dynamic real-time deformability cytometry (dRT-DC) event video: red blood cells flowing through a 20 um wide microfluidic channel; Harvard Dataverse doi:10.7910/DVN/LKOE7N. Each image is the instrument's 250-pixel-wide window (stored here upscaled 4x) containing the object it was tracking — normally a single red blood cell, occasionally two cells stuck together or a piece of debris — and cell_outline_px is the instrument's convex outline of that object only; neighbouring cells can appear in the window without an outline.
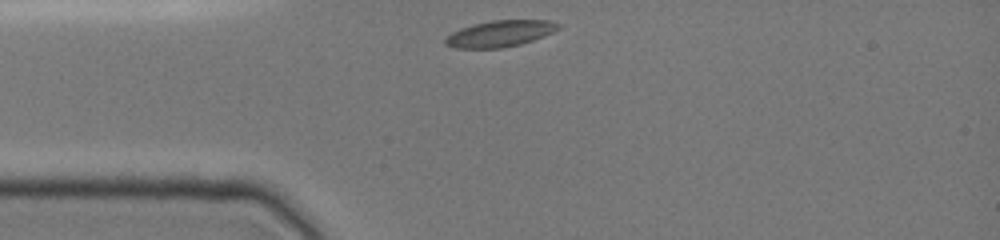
{"species": "common noctule bat (a hibernating species)", "species_latin": "Nyctalus noctula", "temperature_condition": "cold", "stored_images_in_passage": 36, "camera_frame_rate_fps": 3000, "um_per_image_px": 0.085, "animal": {"sex": "female", "body_mass_g": 19.0, "forearm_length_mm": 51.5}, "frame": {"image": 1, "passage_image": 1, "time_ms": 0.0, "image_size_px": [1000, 240], "cell_outline_px": [[560, 28], [544, 36], [520, 44], [500, 48], [456, 48], [444, 44], [444, 40], [452, 32], [460, 28], [472, 24], [492, 20], [548, 20], [560, 24]], "centroid_in_image_um": [42.48, 2.85], "position_along_channel_um": 42.5, "area_um2": 17.28}}
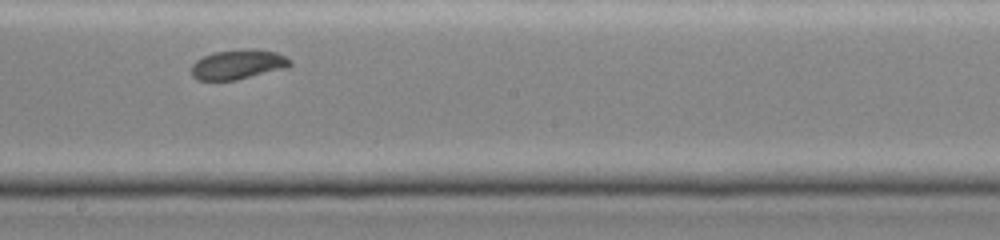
{"frame": {"image": 2, "passage_image": 22, "time_ms": 5.0, "image_size_px": [1000, 240], "cell_outline_px": [[292, 64], [288, 68], [236, 80], [196, 80], [192, 76], [192, 64], [196, 60], [204, 56], [216, 52], [276, 52], [292, 60]], "centroid_in_image_um": [20.22, 5.55], "position_along_channel_um": 228.0, "area_um2": 16.24}}
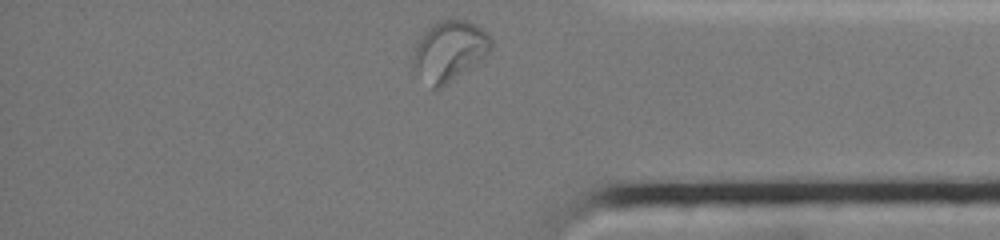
{"frame": {"image": 3, "passage_image": 35, "time_ms": 9.333, "image_size_px": [1000, 240], "cell_outline_px": [[492, 44], [488, 52], [484, 56], [444, 84], [436, 88], [432, 88], [412, 64], [412, 60], [416, 44], [424, 32], [432, 24], [440, 20], [464, 20], [476, 24], [488, 32], [492, 36]], "centroid_in_image_um": [38.21, 4.25], "position_along_channel_um": 397.0, "area_um2": 26.3}, "authors_computed_cell_mechanics": {"area_um2": 17.9758, "velocity_mm_per_s": 3.9941, "shape_relaxation_time_tau1_ms": null, "shape_relaxation_time_tau2_ms": 3.9585, "deformation_change_tau1": null, "deformation_change_tau2": 0.0655}}